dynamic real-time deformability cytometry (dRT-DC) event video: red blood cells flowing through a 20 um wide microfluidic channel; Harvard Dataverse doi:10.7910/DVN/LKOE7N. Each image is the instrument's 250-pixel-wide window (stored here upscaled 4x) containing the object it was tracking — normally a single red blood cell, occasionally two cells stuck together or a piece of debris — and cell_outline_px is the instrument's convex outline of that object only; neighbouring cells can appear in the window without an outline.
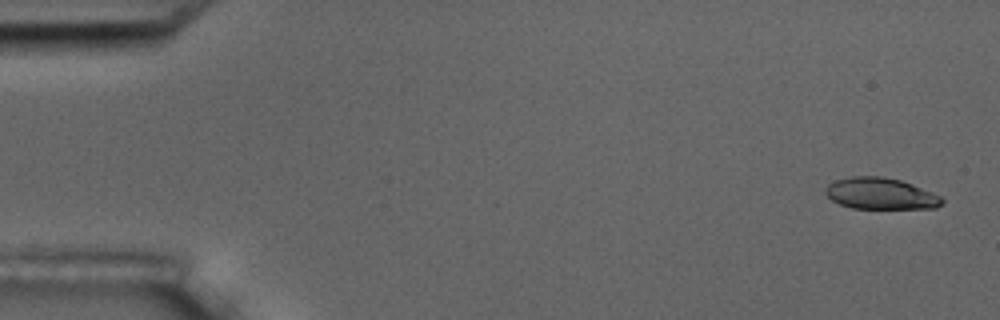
{"species": "common noctule bat (a hibernating species)", "species_latin": "Nyctalus noctula", "temperature_condition": "room temperature", "stored_images_in_passage": 12, "camera_frame_rate_fps": 3000, "um_per_image_px": 0.085, "animal": {"sex": "male", "body_mass_g": 17.5, "forearm_length_mm": 52.3}, "frame": {"image": 1, "passage_image": 1, "time_ms": 0.0, "image_size_px": [1000, 320], "cell_outline_px": [[944, 200], [936, 208], [852, 208], [840, 204], [832, 200], [824, 192], [824, 188], [828, 184], [836, 180], [852, 176], [880, 176], [900, 180], [912, 184], [932, 192], [940, 196]], "centroid_in_image_um": [74.82, 16.45], "position_along_channel_um": 10.2, "area_um2": 21.21}}
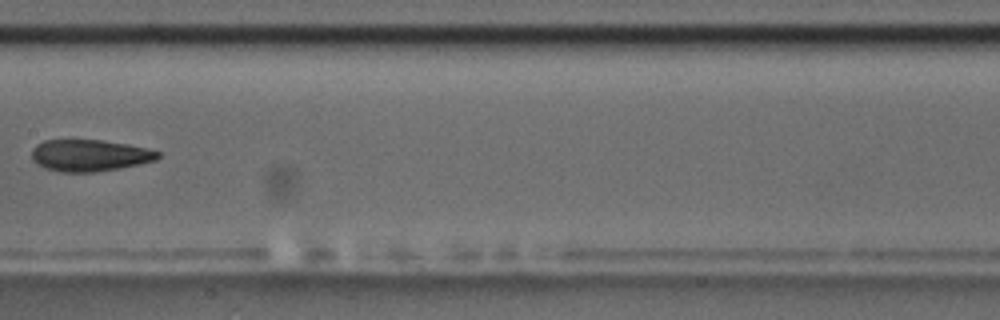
{"frame": {"image": 2, "passage_image": 9, "time_ms": 9.0, "image_size_px": [1000, 320], "cell_outline_px": [[160, 156], [156, 160], [140, 164], [96, 172], [60, 172], [44, 168], [36, 164], [32, 160], [32, 148], [36, 144], [44, 140], [100, 140], [128, 144], [148, 148], [160, 152]], "centroid_in_image_um": [7.6, 13.21], "position_along_channel_um": 199.8, "area_um2": 23.47}}
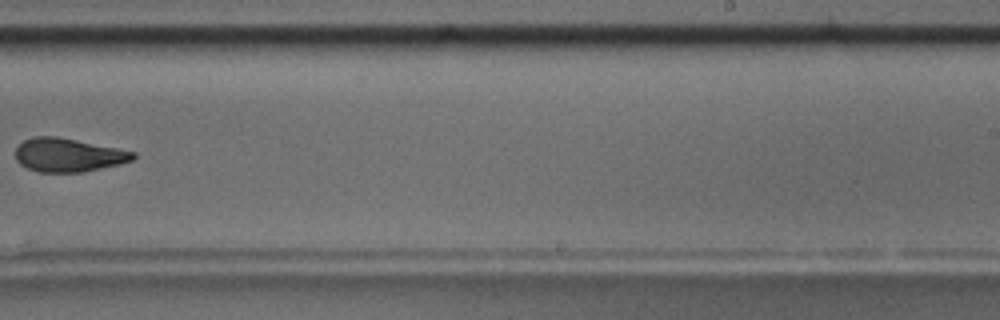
{"frame": {"image": 3, "passage_image": 11, "time_ms": 11.333, "image_size_px": [1000, 320], "cell_outline_px": [[136, 156], [132, 160], [120, 164], [84, 172], [40, 172], [28, 168], [20, 164], [16, 160], [16, 148], [24, 140], [32, 136], [56, 136], [136, 152]], "centroid_in_image_um": [5.79, 13.18], "position_along_channel_um": 283.2, "area_um2": 22.89}}